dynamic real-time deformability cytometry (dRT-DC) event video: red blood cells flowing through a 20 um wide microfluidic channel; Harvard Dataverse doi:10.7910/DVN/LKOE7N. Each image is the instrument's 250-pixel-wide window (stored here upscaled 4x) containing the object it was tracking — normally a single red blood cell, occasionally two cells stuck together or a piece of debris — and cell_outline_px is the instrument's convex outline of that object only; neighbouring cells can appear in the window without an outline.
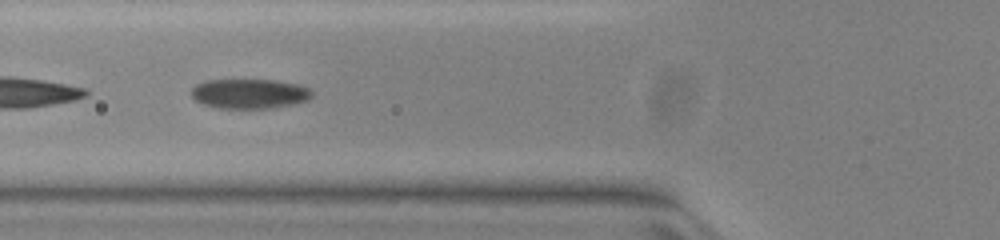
{"species": "common noctule bat (a hibernating species)", "species_latin": "Nyctalus noctula", "temperature_condition": "warm", "stored_images_in_passage": 40, "camera_frame_rate_fps": 3000, "um_per_image_px": 0.085, "animal": {"sex": "female", "body_mass_g": 23.0, "forearm_length_mm": 53.4}, "frame": {"image": 1, "passage_image": 7, "time_ms": 2.0, "image_size_px": [1000, 240], "cell_outline_px": [[312, 96], [308, 100], [292, 104], [268, 108], [220, 108], [204, 104], [196, 100], [192, 96], [192, 88], [196, 84], [208, 80], [276, 80], [296, 84], [308, 88], [312, 92]], "centroid_in_image_um": [21.21, 7.96], "position_along_channel_um": 104.6, "area_um2": 20.63}}
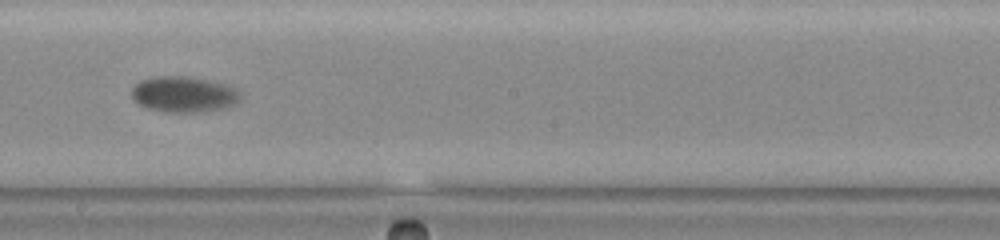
{"frame": {"image": 2, "passage_image": 17, "time_ms": 5.333, "image_size_px": [1000, 240], "cell_outline_px": [[240, 100], [236, 104], [224, 108], [196, 112], [164, 112], [148, 108], [140, 104], [132, 96], [132, 88], [140, 80], [156, 76], [188, 76], [236, 88], [240, 92]], "centroid_in_image_um": [15.61, 8.02], "position_along_channel_um": 232.6, "area_um2": 22.43}}
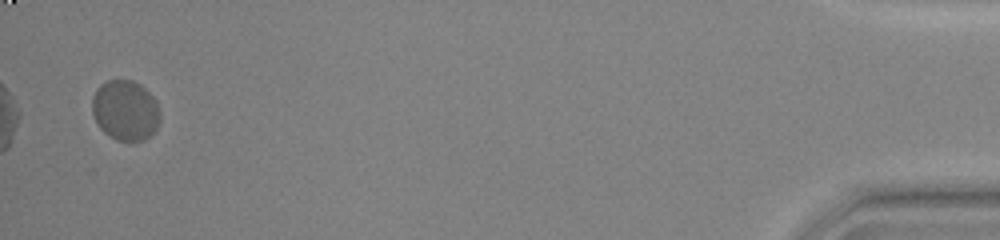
{"frame": {"image": 3, "passage_image": 39, "time_ms": 12.667, "image_size_px": [1000, 240], "cell_outline_px": [[160, 120], [156, 128], [144, 140], [116, 140], [108, 136], [100, 128], [92, 112], [92, 96], [96, 88], [100, 84], [108, 80], [132, 80], [140, 84], [156, 100], [160, 112]], "centroid_in_image_um": [10.64, 9.36], "position_along_channel_um": 424.6, "area_um2": 23.87}, "authors_computed_cell_mechanics": {"area_um2": 22.542, "velocity_mm_per_s": 3.842, "shape_relaxation_time_tau1_ms": 2.4861, "shape_relaxation_time_tau2_ms": null, "deformation_change_tau1": 0.1046, "deformation_change_tau2": null}}